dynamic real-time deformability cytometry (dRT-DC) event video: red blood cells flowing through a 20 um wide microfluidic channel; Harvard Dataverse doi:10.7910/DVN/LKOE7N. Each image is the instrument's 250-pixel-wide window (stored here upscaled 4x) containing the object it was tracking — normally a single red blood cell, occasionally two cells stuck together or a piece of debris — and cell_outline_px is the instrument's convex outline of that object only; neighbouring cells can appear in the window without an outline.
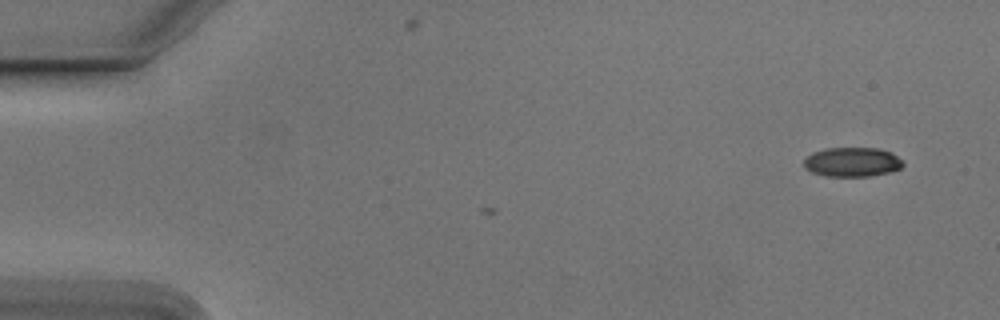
{"species": "Egyptian fruit bat (a non-hibernating species)", "species_latin": "Rousettus aegyptiacus", "temperature_condition": "cold", "stored_images_in_passage": 3, "camera_frame_rate_fps": 3000, "um_per_image_px": 0.085, "animal": {"sex": "male"}, "frame": {"image": 1, "passage_image": 1, "time_ms": 0.0, "image_size_px": [1000, 320], "cell_outline_px": [[904, 164], [900, 168], [888, 172], [868, 176], [828, 176], [812, 172], [804, 168], [804, 160], [812, 152], [828, 148], [880, 148], [892, 152]], "centroid_in_image_um": [72.42, 13.76], "position_along_channel_um": 12.6, "area_um2": 16.82}}